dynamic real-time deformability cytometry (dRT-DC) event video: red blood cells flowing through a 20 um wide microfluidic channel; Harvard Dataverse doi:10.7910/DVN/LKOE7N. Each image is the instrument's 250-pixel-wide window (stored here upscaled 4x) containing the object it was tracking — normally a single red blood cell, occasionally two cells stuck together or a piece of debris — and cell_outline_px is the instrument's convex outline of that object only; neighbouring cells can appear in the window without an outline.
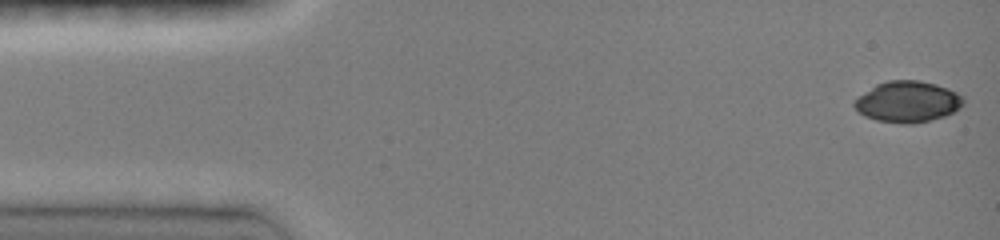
{"species": "common noctule bat (a hibernating species)", "species_latin": "Nyctalus noctula", "temperature_condition": "room temperature", "stored_images_in_passage": 41, "camera_frame_rate_fps": 3000, "um_per_image_px": 0.085, "animal": {"sex": "female", "body_mass_g": 19.0, "forearm_length_mm": 51.5}, "frame": {"image": 1, "passage_image": 1, "time_ms": 0.0, "image_size_px": [1000, 240], "cell_outline_px": [[964, 104], [960, 108], [944, 116], [912, 124], [904, 124], [876, 120], [864, 116], [852, 104], [860, 96], [876, 84], [888, 80], [920, 80], [936, 84], [948, 88], [964, 96]], "centroid_in_image_um": [77.18, 8.64], "position_along_channel_um": 7.8, "area_um2": 26.01}}
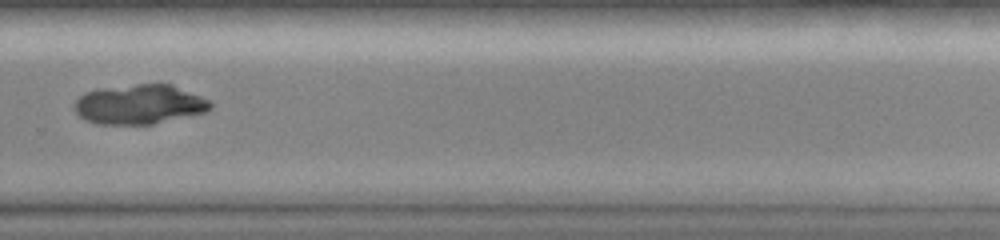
{"frame": {"image": 2, "passage_image": 32, "time_ms": 1677.0, "image_size_px": [1000, 240], "cell_outline_px": [[212, 108], [204, 112], [152, 124], [96, 124], [84, 120], [76, 112], [76, 100], [84, 92], [100, 88], [136, 84], [172, 84], [200, 96], [208, 100], [212, 104]], "centroid_in_image_um": [11.83, 8.87], "position_along_channel_um": 318.0, "area_um2": 31.15}}
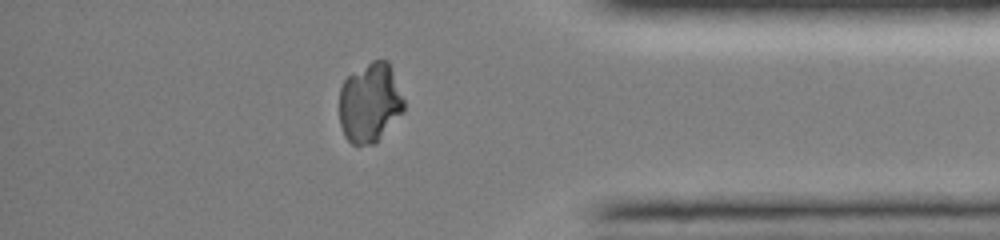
{"frame": {"image": 3, "passage_image": 35, "time_ms": 1679.333, "image_size_px": [1000, 240], "cell_outline_px": [[404, 108], [376, 144], [352, 144], [344, 136], [340, 124], [340, 88], [344, 80], [348, 76], [372, 60], [388, 60], [404, 100]], "centroid_in_image_um": [31.42, 8.74], "position_along_channel_um": 403.8, "area_um2": 29.65}}